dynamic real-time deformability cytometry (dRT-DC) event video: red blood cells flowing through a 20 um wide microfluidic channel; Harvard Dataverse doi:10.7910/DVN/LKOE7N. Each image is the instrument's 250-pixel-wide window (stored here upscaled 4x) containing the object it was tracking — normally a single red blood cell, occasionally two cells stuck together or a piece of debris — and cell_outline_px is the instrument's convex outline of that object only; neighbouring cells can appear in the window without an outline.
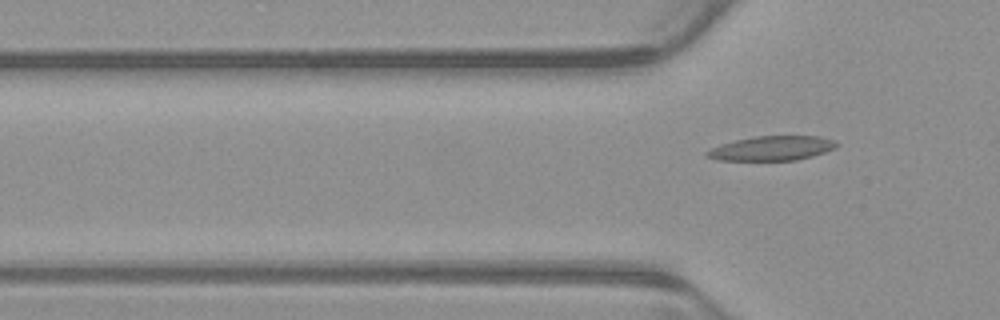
{"species": "common noctule bat (a hibernating species)", "species_latin": "Nyctalus noctula", "temperature_condition": "warm", "stored_images_in_passage": 6, "camera_frame_rate_fps": 3000, "um_per_image_px": 0.085, "animal": {"sex": "male", "body_mass_g": 23.1, "forearm_length_mm": 52.7}, "frame": {"image": 1, "passage_image": 6, "time_ms": 1.667, "image_size_px": [1000, 320], "cell_outline_px": [[840, 144], [836, 148], [812, 156], [796, 160], [720, 160], [704, 156], [704, 152], [720, 144], [736, 140], [756, 136], [820, 136], [836, 140]], "centroid_in_image_um": [65.64, 12.6], "position_along_channel_um": 60.2, "area_um2": 18.55}}